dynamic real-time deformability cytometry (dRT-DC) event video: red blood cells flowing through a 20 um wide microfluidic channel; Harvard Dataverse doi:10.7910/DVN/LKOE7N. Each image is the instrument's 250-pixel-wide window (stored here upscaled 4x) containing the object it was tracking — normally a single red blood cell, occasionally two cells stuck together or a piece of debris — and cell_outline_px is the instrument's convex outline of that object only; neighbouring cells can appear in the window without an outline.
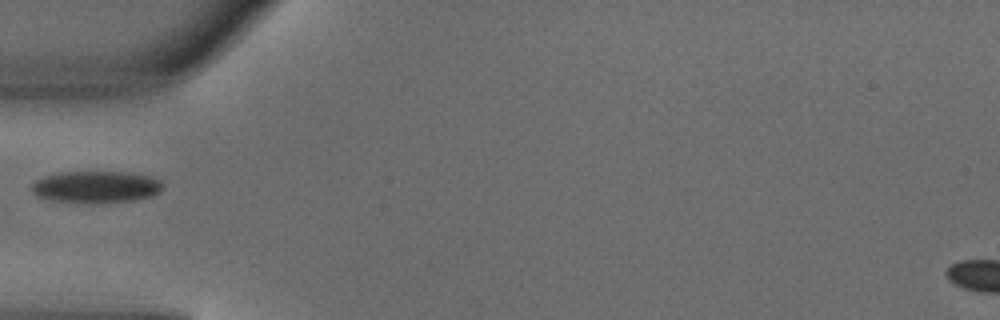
{"species": "common noctule bat (a hibernating species)", "species_latin": "Nyctalus noctula", "temperature_condition": "warm", "stored_images_in_passage": 3, "camera_frame_rate_fps": 3000, "um_per_image_px": 0.085, "animal": {"sex": "male", "body_mass_g": 18.8}, "frame": {"image": 1, "passage_image": 3, "time_ms": 0.667, "image_size_px": [1000, 320], "cell_outline_px": [[164, 184], [160, 192], [152, 196], [132, 200], [52, 200], [36, 196], [32, 192], [32, 184], [36, 180], [44, 176], [60, 172], [132, 172], [148, 176], [160, 180]], "centroid_in_image_um": [8.18, 15.83], "position_along_channel_um": 76.8, "area_um2": 23.41}}